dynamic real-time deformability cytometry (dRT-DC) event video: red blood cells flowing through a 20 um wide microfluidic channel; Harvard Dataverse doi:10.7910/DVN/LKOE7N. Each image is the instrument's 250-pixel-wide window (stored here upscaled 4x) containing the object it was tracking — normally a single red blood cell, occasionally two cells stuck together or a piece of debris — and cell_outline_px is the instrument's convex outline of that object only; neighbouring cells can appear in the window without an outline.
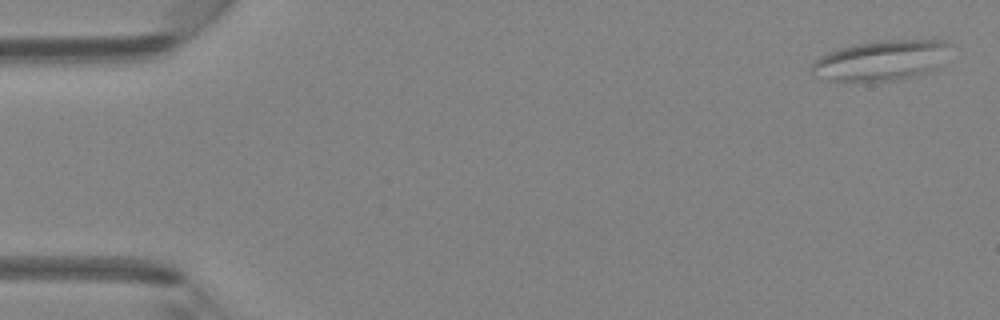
{"species": "Egyptian fruit bat (a non-hibernating species)", "species_latin": "Rousettus aegyptiacus", "temperature_condition": "room temperature", "stored_images_in_passage": 5, "camera_frame_rate_fps": 3000, "um_per_image_px": 0.085, "animal": {"sex": "female"}, "frame": {"image": 1, "passage_image": 1, "time_ms": 0.0, "image_size_px": [1000, 320], "cell_outline_px": [[948, 44], [936, 68], [932, 72], [892, 80], [828, 80], [812, 76], [812, 64], [820, 56], [836, 48], [856, 44], [884, 40], [944, 40]], "centroid_in_image_um": [74.81, 5.13], "position_along_channel_um": 10.2, "area_um2": 31.67}}
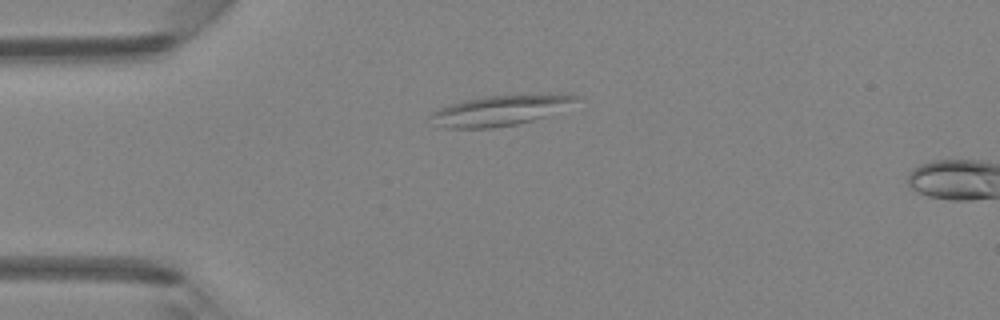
{"frame": {"image": 2, "passage_image": 4, "time_ms": 3.333, "image_size_px": [1000, 320], "cell_outline_px": [[580, 96], [576, 100], [544, 116], [532, 120], [516, 124], [492, 128], [444, 128], [428, 116], [432, 112], [448, 104], [464, 100], [484, 96], [564, 92]], "centroid_in_image_um": [42.49, 9.35], "position_along_channel_um": 42.5, "area_um2": 25.55}}